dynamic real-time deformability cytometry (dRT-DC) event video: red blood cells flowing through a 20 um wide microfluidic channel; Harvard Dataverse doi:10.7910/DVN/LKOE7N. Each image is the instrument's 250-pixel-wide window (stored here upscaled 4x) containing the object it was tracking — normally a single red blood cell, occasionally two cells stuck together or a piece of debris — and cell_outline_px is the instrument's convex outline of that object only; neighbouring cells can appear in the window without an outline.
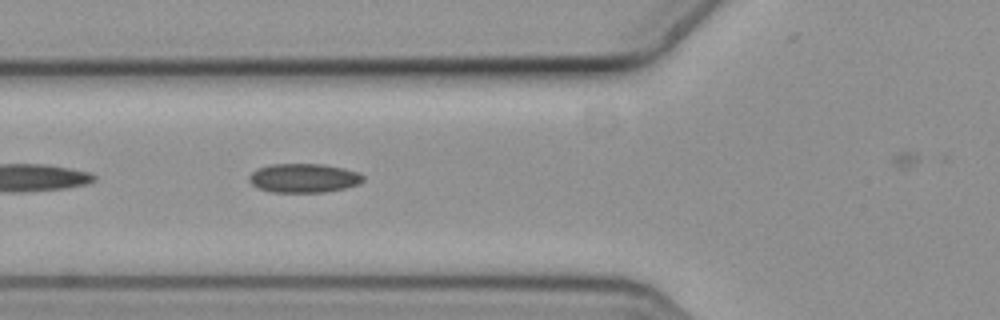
{"species": "common noctule bat (a hibernating species)", "species_latin": "Nyctalus noctula", "temperature_condition": "cold", "stored_images_in_passage": 6, "camera_frame_rate_fps": 3000, "um_per_image_px": 0.085, "animal": {"sex": "female", "body_mass_g": 19.3, "forearm_length_mm": 54.1}, "frame": {"image": 1, "passage_image": 6, "time_ms": 1.667, "image_size_px": [1000, 320], "cell_outline_px": [[364, 180], [360, 184], [344, 188], [324, 192], [272, 192], [260, 188], [252, 184], [248, 180], [248, 176], [256, 168], [268, 164], [324, 164], [344, 168], [360, 172], [364, 176]], "centroid_in_image_um": [25.83, 15.12], "position_along_channel_um": 100.0, "area_um2": 19.48}}